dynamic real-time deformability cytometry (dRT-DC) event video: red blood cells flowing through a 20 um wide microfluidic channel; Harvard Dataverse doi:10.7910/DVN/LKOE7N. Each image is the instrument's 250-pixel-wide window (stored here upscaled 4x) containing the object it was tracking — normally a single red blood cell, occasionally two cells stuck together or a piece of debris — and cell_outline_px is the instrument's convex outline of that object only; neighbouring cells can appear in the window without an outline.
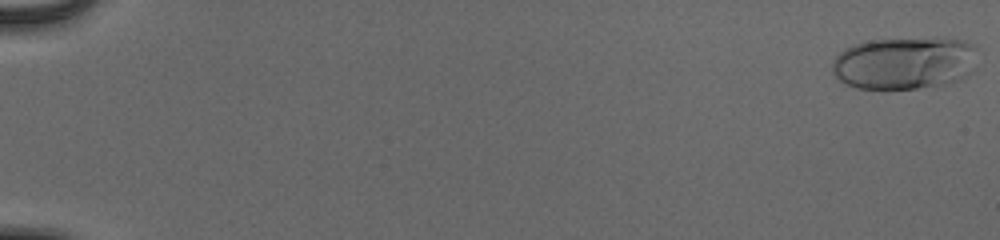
{"species": "human", "species_latin": "Homo sapiens", "temperature_condition": "cold", "stored_images_in_passage": 11, "camera_frame_rate_fps": 3000, "um_per_image_px": 0.085, "donor": {"sex": "male"}, "frame": {"image": 1, "passage_image": 1, "time_ms": 0.0, "image_size_px": [1000, 240], "cell_outline_px": [[976, 68], [972, 72], [948, 84], [916, 88], [856, 88], [844, 84], [832, 72], [832, 64], [836, 56], [844, 48], [852, 44], [864, 40], [936, 36], [940, 36], [960, 40], [976, 44]], "centroid_in_image_um": [76.91, 5.31], "position_along_channel_um": 8.1, "area_um2": 45.6}}